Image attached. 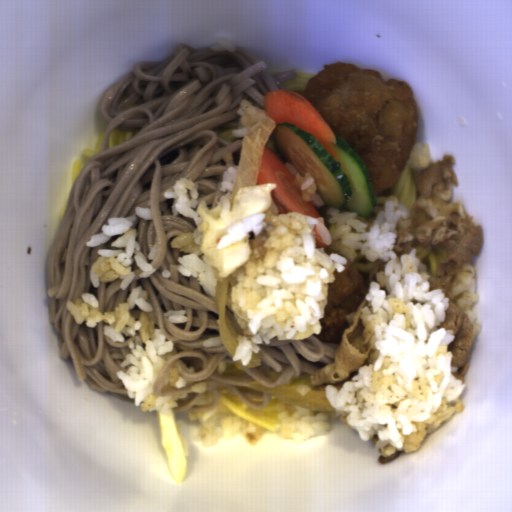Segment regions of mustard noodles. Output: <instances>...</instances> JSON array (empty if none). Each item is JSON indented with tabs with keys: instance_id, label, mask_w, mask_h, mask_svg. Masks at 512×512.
Instances as JSON below:
<instances>
[{
	"instance_id": "1",
	"label": "mustard noodles",
	"mask_w": 512,
	"mask_h": 512,
	"mask_svg": "<svg viewBox=\"0 0 512 512\" xmlns=\"http://www.w3.org/2000/svg\"><path fill=\"white\" fill-rule=\"evenodd\" d=\"M295 70L277 75L248 49L213 50L178 44L160 61H138L103 94L101 114L106 123L99 153L92 156L73 182L67 208L46 259V287L49 319L60 345L61 359L70 361L79 381L92 390L121 400L133 401L116 373L130 350L133 339L123 333L124 342H113L104 334V321L90 328L77 324L67 301L82 293L95 295L101 313L113 311L126 302L135 286L148 294L154 328L173 351L154 383L161 397L187 394L176 399L173 412H206L220 403L222 390L234 393L241 403L256 410L266 409L273 396L248 387L258 382L265 388L288 386L300 374L311 375L334 361L340 343H326L317 335L304 340L269 339L258 343L261 365L247 368L221 343L205 347L207 338L220 337L216 296L209 294L197 278L179 272V257L185 253L171 246L179 234L194 232L195 220L173 216V199H166L177 179L190 178L197 190V203L208 209L217 206L223 173L239 166L244 137L227 140L221 132L236 129L240 101L252 102L263 110L271 90H287L296 79ZM113 130H136L137 135L111 149H105ZM136 206L151 207L152 220L139 219L137 242L148 255L158 245L154 260L157 271L135 278L126 290L120 278L92 286L91 263L98 249L109 248L119 236L105 244L87 247L90 236L101 232L108 217H127ZM185 309L188 321L173 324L164 313ZM187 378L184 389L162 384L172 366Z\"/></svg>"
},
{
	"instance_id": "2",
	"label": "mustard noodles",
	"mask_w": 512,
	"mask_h": 512,
	"mask_svg": "<svg viewBox=\"0 0 512 512\" xmlns=\"http://www.w3.org/2000/svg\"><path fill=\"white\" fill-rule=\"evenodd\" d=\"M224 315H226L228 317L233 329L235 330V332L237 333L238 336L241 334H244L241 326L239 325V323L233 316L232 309H230L229 307H226V309L224 311Z\"/></svg>"
}]
</instances>
